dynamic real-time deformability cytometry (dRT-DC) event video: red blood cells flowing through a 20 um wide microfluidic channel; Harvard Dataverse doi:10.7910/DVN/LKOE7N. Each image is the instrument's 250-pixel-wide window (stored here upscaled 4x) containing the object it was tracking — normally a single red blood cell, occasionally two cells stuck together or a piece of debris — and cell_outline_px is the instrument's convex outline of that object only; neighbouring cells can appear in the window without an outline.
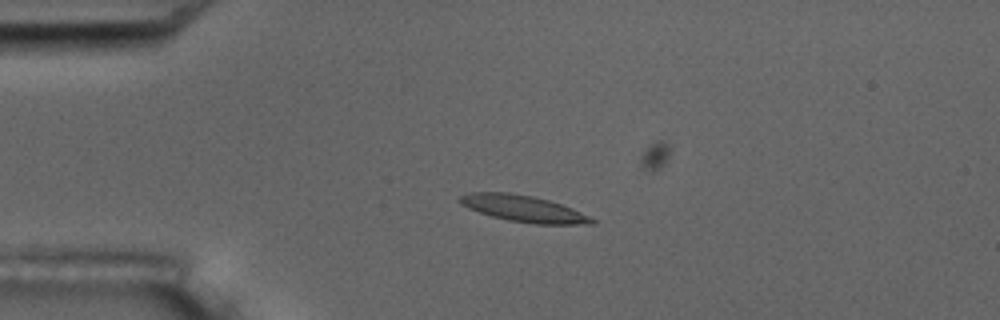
{"species": "common noctule bat (a hibernating species)", "species_latin": "Nyctalus noctula", "temperature_condition": "room temperature", "stored_images_in_passage": 6, "camera_frame_rate_fps": 3000, "um_per_image_px": 0.085, "animal": {"sex": "male", "body_mass_g": 17.5, "forearm_length_mm": 52.3}, "frame": {"image": 1, "passage_image": 4, "time_ms": 3.333, "image_size_px": [1000, 320], "cell_outline_px": [[596, 224], [536, 224], [508, 220], [492, 216], [468, 208], [460, 204], [456, 200], [460, 196], [468, 192], [508, 192], [532, 196], [548, 200], [572, 208], [596, 220]], "centroid_in_image_um": [44.46, 17.72], "position_along_channel_um": 40.5, "area_um2": 20.29}}